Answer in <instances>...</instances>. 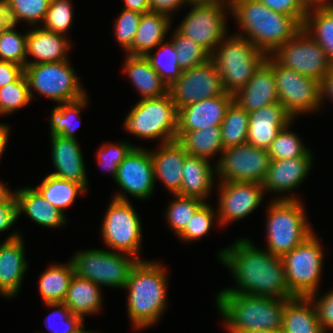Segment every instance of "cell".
Returning a JSON list of instances; mask_svg holds the SVG:
<instances>
[{
  "label": "cell",
  "mask_w": 333,
  "mask_h": 333,
  "mask_svg": "<svg viewBox=\"0 0 333 333\" xmlns=\"http://www.w3.org/2000/svg\"><path fill=\"white\" fill-rule=\"evenodd\" d=\"M218 259L228 267L237 288L220 292L290 299L284 264L281 257L254 246L249 239H240L218 252Z\"/></svg>",
  "instance_id": "cell-1"
},
{
  "label": "cell",
  "mask_w": 333,
  "mask_h": 333,
  "mask_svg": "<svg viewBox=\"0 0 333 333\" xmlns=\"http://www.w3.org/2000/svg\"><path fill=\"white\" fill-rule=\"evenodd\" d=\"M229 13L243 30L239 35L267 56L303 27L294 17L273 11L257 0H233Z\"/></svg>",
  "instance_id": "cell-2"
},
{
  "label": "cell",
  "mask_w": 333,
  "mask_h": 333,
  "mask_svg": "<svg viewBox=\"0 0 333 333\" xmlns=\"http://www.w3.org/2000/svg\"><path fill=\"white\" fill-rule=\"evenodd\" d=\"M167 276L158 262L137 261L132 267L127 285L128 316L135 329H145L157 323L167 308Z\"/></svg>",
  "instance_id": "cell-3"
},
{
  "label": "cell",
  "mask_w": 333,
  "mask_h": 333,
  "mask_svg": "<svg viewBox=\"0 0 333 333\" xmlns=\"http://www.w3.org/2000/svg\"><path fill=\"white\" fill-rule=\"evenodd\" d=\"M216 306L229 333L282 330L286 299L219 292Z\"/></svg>",
  "instance_id": "cell-4"
},
{
  "label": "cell",
  "mask_w": 333,
  "mask_h": 333,
  "mask_svg": "<svg viewBox=\"0 0 333 333\" xmlns=\"http://www.w3.org/2000/svg\"><path fill=\"white\" fill-rule=\"evenodd\" d=\"M266 58L267 55L249 39L236 33L225 36L210 55L220 74L223 89L232 95L246 86Z\"/></svg>",
  "instance_id": "cell-5"
},
{
  "label": "cell",
  "mask_w": 333,
  "mask_h": 333,
  "mask_svg": "<svg viewBox=\"0 0 333 333\" xmlns=\"http://www.w3.org/2000/svg\"><path fill=\"white\" fill-rule=\"evenodd\" d=\"M267 209V251L282 257L313 233L304 205L294 195L272 200Z\"/></svg>",
  "instance_id": "cell-6"
},
{
  "label": "cell",
  "mask_w": 333,
  "mask_h": 333,
  "mask_svg": "<svg viewBox=\"0 0 333 333\" xmlns=\"http://www.w3.org/2000/svg\"><path fill=\"white\" fill-rule=\"evenodd\" d=\"M138 138L161 140L160 144L176 140L178 110L170 93L157 98L140 99L128 113L124 124Z\"/></svg>",
  "instance_id": "cell-7"
},
{
  "label": "cell",
  "mask_w": 333,
  "mask_h": 333,
  "mask_svg": "<svg viewBox=\"0 0 333 333\" xmlns=\"http://www.w3.org/2000/svg\"><path fill=\"white\" fill-rule=\"evenodd\" d=\"M318 240L313 232L281 257L287 286L293 297H309L319 291L324 254Z\"/></svg>",
  "instance_id": "cell-8"
},
{
  "label": "cell",
  "mask_w": 333,
  "mask_h": 333,
  "mask_svg": "<svg viewBox=\"0 0 333 333\" xmlns=\"http://www.w3.org/2000/svg\"><path fill=\"white\" fill-rule=\"evenodd\" d=\"M125 193H117L111 200L103 224L102 237L106 246L116 252L132 255L138 261L141 250L142 227L139 216Z\"/></svg>",
  "instance_id": "cell-9"
},
{
  "label": "cell",
  "mask_w": 333,
  "mask_h": 333,
  "mask_svg": "<svg viewBox=\"0 0 333 333\" xmlns=\"http://www.w3.org/2000/svg\"><path fill=\"white\" fill-rule=\"evenodd\" d=\"M24 75L31 99L32 90L58 102L57 104L76 101L86 95L80 78L68 60L26 65Z\"/></svg>",
  "instance_id": "cell-10"
},
{
  "label": "cell",
  "mask_w": 333,
  "mask_h": 333,
  "mask_svg": "<svg viewBox=\"0 0 333 333\" xmlns=\"http://www.w3.org/2000/svg\"><path fill=\"white\" fill-rule=\"evenodd\" d=\"M74 274L101 286L124 288L137 259L132 255L112 250L90 249L79 251L70 259Z\"/></svg>",
  "instance_id": "cell-11"
},
{
  "label": "cell",
  "mask_w": 333,
  "mask_h": 333,
  "mask_svg": "<svg viewBox=\"0 0 333 333\" xmlns=\"http://www.w3.org/2000/svg\"><path fill=\"white\" fill-rule=\"evenodd\" d=\"M265 62L274 70L280 104L294 119L301 114L320 109V82L283 67L271 55L267 56Z\"/></svg>",
  "instance_id": "cell-12"
},
{
  "label": "cell",
  "mask_w": 333,
  "mask_h": 333,
  "mask_svg": "<svg viewBox=\"0 0 333 333\" xmlns=\"http://www.w3.org/2000/svg\"><path fill=\"white\" fill-rule=\"evenodd\" d=\"M280 65L322 83L333 63L302 27L271 55Z\"/></svg>",
  "instance_id": "cell-13"
},
{
  "label": "cell",
  "mask_w": 333,
  "mask_h": 333,
  "mask_svg": "<svg viewBox=\"0 0 333 333\" xmlns=\"http://www.w3.org/2000/svg\"><path fill=\"white\" fill-rule=\"evenodd\" d=\"M271 158L266 149L245 143L222 151L216 162L220 182H257L262 184Z\"/></svg>",
  "instance_id": "cell-14"
},
{
  "label": "cell",
  "mask_w": 333,
  "mask_h": 333,
  "mask_svg": "<svg viewBox=\"0 0 333 333\" xmlns=\"http://www.w3.org/2000/svg\"><path fill=\"white\" fill-rule=\"evenodd\" d=\"M169 93L177 110L204 99L225 93L222 80L213 61L183 70L182 75L169 86Z\"/></svg>",
  "instance_id": "cell-15"
},
{
  "label": "cell",
  "mask_w": 333,
  "mask_h": 333,
  "mask_svg": "<svg viewBox=\"0 0 333 333\" xmlns=\"http://www.w3.org/2000/svg\"><path fill=\"white\" fill-rule=\"evenodd\" d=\"M190 6V12L187 13L176 29L211 54L227 35L225 12L231 11V5Z\"/></svg>",
  "instance_id": "cell-16"
},
{
  "label": "cell",
  "mask_w": 333,
  "mask_h": 333,
  "mask_svg": "<svg viewBox=\"0 0 333 333\" xmlns=\"http://www.w3.org/2000/svg\"><path fill=\"white\" fill-rule=\"evenodd\" d=\"M218 225L242 220L263 201V185L257 182H219Z\"/></svg>",
  "instance_id": "cell-17"
},
{
  "label": "cell",
  "mask_w": 333,
  "mask_h": 333,
  "mask_svg": "<svg viewBox=\"0 0 333 333\" xmlns=\"http://www.w3.org/2000/svg\"><path fill=\"white\" fill-rule=\"evenodd\" d=\"M115 182L136 199H148L155 186L150 151L134 146L119 165Z\"/></svg>",
  "instance_id": "cell-18"
},
{
  "label": "cell",
  "mask_w": 333,
  "mask_h": 333,
  "mask_svg": "<svg viewBox=\"0 0 333 333\" xmlns=\"http://www.w3.org/2000/svg\"><path fill=\"white\" fill-rule=\"evenodd\" d=\"M234 102V95L224 93L178 110V130L194 131L215 126L220 127L227 109Z\"/></svg>",
  "instance_id": "cell-19"
},
{
  "label": "cell",
  "mask_w": 333,
  "mask_h": 333,
  "mask_svg": "<svg viewBox=\"0 0 333 333\" xmlns=\"http://www.w3.org/2000/svg\"><path fill=\"white\" fill-rule=\"evenodd\" d=\"M24 241L20 232H13L0 244V294L11 298L20 291L28 268Z\"/></svg>",
  "instance_id": "cell-20"
},
{
  "label": "cell",
  "mask_w": 333,
  "mask_h": 333,
  "mask_svg": "<svg viewBox=\"0 0 333 333\" xmlns=\"http://www.w3.org/2000/svg\"><path fill=\"white\" fill-rule=\"evenodd\" d=\"M292 121L293 117L280 102L254 110L249 113L246 143L267 150L279 131Z\"/></svg>",
  "instance_id": "cell-21"
},
{
  "label": "cell",
  "mask_w": 333,
  "mask_h": 333,
  "mask_svg": "<svg viewBox=\"0 0 333 333\" xmlns=\"http://www.w3.org/2000/svg\"><path fill=\"white\" fill-rule=\"evenodd\" d=\"M312 152L309 150L300 157L271 160L267 175L262 183L264 193L267 191L287 193L295 190L308 176L312 168Z\"/></svg>",
  "instance_id": "cell-22"
},
{
  "label": "cell",
  "mask_w": 333,
  "mask_h": 333,
  "mask_svg": "<svg viewBox=\"0 0 333 333\" xmlns=\"http://www.w3.org/2000/svg\"><path fill=\"white\" fill-rule=\"evenodd\" d=\"M52 163L56 171L51 175L81 184L86 190L88 178L84 158L77 139L51 136Z\"/></svg>",
  "instance_id": "cell-23"
},
{
  "label": "cell",
  "mask_w": 333,
  "mask_h": 333,
  "mask_svg": "<svg viewBox=\"0 0 333 333\" xmlns=\"http://www.w3.org/2000/svg\"><path fill=\"white\" fill-rule=\"evenodd\" d=\"M234 102L248 113L279 102L274 70L264 62L246 86L234 95Z\"/></svg>",
  "instance_id": "cell-24"
},
{
  "label": "cell",
  "mask_w": 333,
  "mask_h": 333,
  "mask_svg": "<svg viewBox=\"0 0 333 333\" xmlns=\"http://www.w3.org/2000/svg\"><path fill=\"white\" fill-rule=\"evenodd\" d=\"M187 154L177 140L161 144L157 151H150L154 181L159 178L173 195L181 190L183 164Z\"/></svg>",
  "instance_id": "cell-25"
},
{
  "label": "cell",
  "mask_w": 333,
  "mask_h": 333,
  "mask_svg": "<svg viewBox=\"0 0 333 333\" xmlns=\"http://www.w3.org/2000/svg\"><path fill=\"white\" fill-rule=\"evenodd\" d=\"M37 26L27 32L26 65L68 60L70 40H67L64 35ZM29 55L35 59L29 61Z\"/></svg>",
  "instance_id": "cell-26"
},
{
  "label": "cell",
  "mask_w": 333,
  "mask_h": 333,
  "mask_svg": "<svg viewBox=\"0 0 333 333\" xmlns=\"http://www.w3.org/2000/svg\"><path fill=\"white\" fill-rule=\"evenodd\" d=\"M215 171V172H214ZM216 165L210 160L187 154L183 164V180L177 195L194 197L205 202L214 186Z\"/></svg>",
  "instance_id": "cell-27"
},
{
  "label": "cell",
  "mask_w": 333,
  "mask_h": 333,
  "mask_svg": "<svg viewBox=\"0 0 333 333\" xmlns=\"http://www.w3.org/2000/svg\"><path fill=\"white\" fill-rule=\"evenodd\" d=\"M14 194L18 218L24 212L32 221L46 228L61 227L67 222L65 214L48 202L35 188H20Z\"/></svg>",
  "instance_id": "cell-28"
},
{
  "label": "cell",
  "mask_w": 333,
  "mask_h": 333,
  "mask_svg": "<svg viewBox=\"0 0 333 333\" xmlns=\"http://www.w3.org/2000/svg\"><path fill=\"white\" fill-rule=\"evenodd\" d=\"M126 56L123 71L140 92L141 99L157 98L169 93V87L151 67L145 56L129 54Z\"/></svg>",
  "instance_id": "cell-29"
},
{
  "label": "cell",
  "mask_w": 333,
  "mask_h": 333,
  "mask_svg": "<svg viewBox=\"0 0 333 333\" xmlns=\"http://www.w3.org/2000/svg\"><path fill=\"white\" fill-rule=\"evenodd\" d=\"M170 18L171 16L154 11L143 13L132 47L127 51V54L145 56L161 42H164L171 26Z\"/></svg>",
  "instance_id": "cell-30"
},
{
  "label": "cell",
  "mask_w": 333,
  "mask_h": 333,
  "mask_svg": "<svg viewBox=\"0 0 333 333\" xmlns=\"http://www.w3.org/2000/svg\"><path fill=\"white\" fill-rule=\"evenodd\" d=\"M283 333H325L309 297L286 299L282 321Z\"/></svg>",
  "instance_id": "cell-31"
},
{
  "label": "cell",
  "mask_w": 333,
  "mask_h": 333,
  "mask_svg": "<svg viewBox=\"0 0 333 333\" xmlns=\"http://www.w3.org/2000/svg\"><path fill=\"white\" fill-rule=\"evenodd\" d=\"M100 286L92 281L73 275L63 303L72 314L84 320L85 315L96 314L102 306Z\"/></svg>",
  "instance_id": "cell-32"
},
{
  "label": "cell",
  "mask_w": 333,
  "mask_h": 333,
  "mask_svg": "<svg viewBox=\"0 0 333 333\" xmlns=\"http://www.w3.org/2000/svg\"><path fill=\"white\" fill-rule=\"evenodd\" d=\"M303 28L319 43L333 63V3L312 4Z\"/></svg>",
  "instance_id": "cell-33"
},
{
  "label": "cell",
  "mask_w": 333,
  "mask_h": 333,
  "mask_svg": "<svg viewBox=\"0 0 333 333\" xmlns=\"http://www.w3.org/2000/svg\"><path fill=\"white\" fill-rule=\"evenodd\" d=\"M176 140L183 146L185 151L194 156L210 159L224 150L221 139L220 127L194 131H177Z\"/></svg>",
  "instance_id": "cell-34"
},
{
  "label": "cell",
  "mask_w": 333,
  "mask_h": 333,
  "mask_svg": "<svg viewBox=\"0 0 333 333\" xmlns=\"http://www.w3.org/2000/svg\"><path fill=\"white\" fill-rule=\"evenodd\" d=\"M74 269L67 264H52L39 278V291L45 303L63 302L68 291Z\"/></svg>",
  "instance_id": "cell-35"
},
{
  "label": "cell",
  "mask_w": 333,
  "mask_h": 333,
  "mask_svg": "<svg viewBox=\"0 0 333 333\" xmlns=\"http://www.w3.org/2000/svg\"><path fill=\"white\" fill-rule=\"evenodd\" d=\"M35 189L53 206L64 214L65 208L74 203L78 194H84L86 189L79 183L47 175Z\"/></svg>",
  "instance_id": "cell-36"
},
{
  "label": "cell",
  "mask_w": 333,
  "mask_h": 333,
  "mask_svg": "<svg viewBox=\"0 0 333 333\" xmlns=\"http://www.w3.org/2000/svg\"><path fill=\"white\" fill-rule=\"evenodd\" d=\"M88 96L83 98L56 105L51 111L50 116V133L51 136L60 135L66 138L76 139L75 130L77 123L80 126L78 116L80 117L81 109L85 108L88 102Z\"/></svg>",
  "instance_id": "cell-37"
},
{
  "label": "cell",
  "mask_w": 333,
  "mask_h": 333,
  "mask_svg": "<svg viewBox=\"0 0 333 333\" xmlns=\"http://www.w3.org/2000/svg\"><path fill=\"white\" fill-rule=\"evenodd\" d=\"M249 113L233 102L227 109L220 126L223 148L238 146L247 142Z\"/></svg>",
  "instance_id": "cell-38"
},
{
  "label": "cell",
  "mask_w": 333,
  "mask_h": 333,
  "mask_svg": "<svg viewBox=\"0 0 333 333\" xmlns=\"http://www.w3.org/2000/svg\"><path fill=\"white\" fill-rule=\"evenodd\" d=\"M162 43L155 47L157 48L155 54L150 51L145 57L150 62L151 67L169 87L182 75L183 69L178 64L173 42Z\"/></svg>",
  "instance_id": "cell-39"
},
{
  "label": "cell",
  "mask_w": 333,
  "mask_h": 333,
  "mask_svg": "<svg viewBox=\"0 0 333 333\" xmlns=\"http://www.w3.org/2000/svg\"><path fill=\"white\" fill-rule=\"evenodd\" d=\"M51 0H3L9 12L11 23L25 21L35 27L43 23Z\"/></svg>",
  "instance_id": "cell-40"
},
{
  "label": "cell",
  "mask_w": 333,
  "mask_h": 333,
  "mask_svg": "<svg viewBox=\"0 0 333 333\" xmlns=\"http://www.w3.org/2000/svg\"><path fill=\"white\" fill-rule=\"evenodd\" d=\"M171 38L176 50L178 64L183 70L201 65L210 59L211 54L205 48L181 34L177 29Z\"/></svg>",
  "instance_id": "cell-41"
},
{
  "label": "cell",
  "mask_w": 333,
  "mask_h": 333,
  "mask_svg": "<svg viewBox=\"0 0 333 333\" xmlns=\"http://www.w3.org/2000/svg\"><path fill=\"white\" fill-rule=\"evenodd\" d=\"M173 201L170 202L165 211L166 220L170 228L178 236L191 220L194 213L205 203L204 201L194 197H184L174 194Z\"/></svg>",
  "instance_id": "cell-42"
},
{
  "label": "cell",
  "mask_w": 333,
  "mask_h": 333,
  "mask_svg": "<svg viewBox=\"0 0 333 333\" xmlns=\"http://www.w3.org/2000/svg\"><path fill=\"white\" fill-rule=\"evenodd\" d=\"M292 123H289V125L279 131L277 137L267 149L271 160L300 157L310 150L302 143V140L296 133L290 131Z\"/></svg>",
  "instance_id": "cell-43"
},
{
  "label": "cell",
  "mask_w": 333,
  "mask_h": 333,
  "mask_svg": "<svg viewBox=\"0 0 333 333\" xmlns=\"http://www.w3.org/2000/svg\"><path fill=\"white\" fill-rule=\"evenodd\" d=\"M15 27L16 25L11 24L0 33V61H9L25 67L27 33L22 35Z\"/></svg>",
  "instance_id": "cell-44"
},
{
  "label": "cell",
  "mask_w": 333,
  "mask_h": 333,
  "mask_svg": "<svg viewBox=\"0 0 333 333\" xmlns=\"http://www.w3.org/2000/svg\"><path fill=\"white\" fill-rule=\"evenodd\" d=\"M28 83L24 73L13 83L0 88V114H11L31 102Z\"/></svg>",
  "instance_id": "cell-45"
},
{
  "label": "cell",
  "mask_w": 333,
  "mask_h": 333,
  "mask_svg": "<svg viewBox=\"0 0 333 333\" xmlns=\"http://www.w3.org/2000/svg\"><path fill=\"white\" fill-rule=\"evenodd\" d=\"M50 308H56L48 314L45 323L51 333H77L85 325L83 319L75 314L63 303H45ZM62 326L59 328V326Z\"/></svg>",
  "instance_id": "cell-46"
},
{
  "label": "cell",
  "mask_w": 333,
  "mask_h": 333,
  "mask_svg": "<svg viewBox=\"0 0 333 333\" xmlns=\"http://www.w3.org/2000/svg\"><path fill=\"white\" fill-rule=\"evenodd\" d=\"M71 0H51L42 28L64 35L73 21Z\"/></svg>",
  "instance_id": "cell-47"
},
{
  "label": "cell",
  "mask_w": 333,
  "mask_h": 333,
  "mask_svg": "<svg viewBox=\"0 0 333 333\" xmlns=\"http://www.w3.org/2000/svg\"><path fill=\"white\" fill-rule=\"evenodd\" d=\"M214 207L206 202L194 213L185 229L178 235L182 241L198 240L205 236L212 227L214 220L218 219Z\"/></svg>",
  "instance_id": "cell-48"
},
{
  "label": "cell",
  "mask_w": 333,
  "mask_h": 333,
  "mask_svg": "<svg viewBox=\"0 0 333 333\" xmlns=\"http://www.w3.org/2000/svg\"><path fill=\"white\" fill-rule=\"evenodd\" d=\"M142 13L124 9L114 25L115 38L119 45L127 52L134 41Z\"/></svg>",
  "instance_id": "cell-49"
},
{
  "label": "cell",
  "mask_w": 333,
  "mask_h": 333,
  "mask_svg": "<svg viewBox=\"0 0 333 333\" xmlns=\"http://www.w3.org/2000/svg\"><path fill=\"white\" fill-rule=\"evenodd\" d=\"M135 145L128 142H121L119 144L106 143L103 144L97 154L98 164L113 176L114 180L117 175V169L123 162L126 155Z\"/></svg>",
  "instance_id": "cell-50"
},
{
  "label": "cell",
  "mask_w": 333,
  "mask_h": 333,
  "mask_svg": "<svg viewBox=\"0 0 333 333\" xmlns=\"http://www.w3.org/2000/svg\"><path fill=\"white\" fill-rule=\"evenodd\" d=\"M273 11L294 17L302 26L308 9L313 4L310 0H257Z\"/></svg>",
  "instance_id": "cell-51"
},
{
  "label": "cell",
  "mask_w": 333,
  "mask_h": 333,
  "mask_svg": "<svg viewBox=\"0 0 333 333\" xmlns=\"http://www.w3.org/2000/svg\"><path fill=\"white\" fill-rule=\"evenodd\" d=\"M317 296V294H313L309 298L315 307L320 326L326 333L327 330L333 329V290L325 293L319 299Z\"/></svg>",
  "instance_id": "cell-52"
},
{
  "label": "cell",
  "mask_w": 333,
  "mask_h": 333,
  "mask_svg": "<svg viewBox=\"0 0 333 333\" xmlns=\"http://www.w3.org/2000/svg\"><path fill=\"white\" fill-rule=\"evenodd\" d=\"M17 219V201L13 191V193L0 204V233L9 230Z\"/></svg>",
  "instance_id": "cell-53"
},
{
  "label": "cell",
  "mask_w": 333,
  "mask_h": 333,
  "mask_svg": "<svg viewBox=\"0 0 333 333\" xmlns=\"http://www.w3.org/2000/svg\"><path fill=\"white\" fill-rule=\"evenodd\" d=\"M23 73V66L9 61H0V88L15 82Z\"/></svg>",
  "instance_id": "cell-54"
},
{
  "label": "cell",
  "mask_w": 333,
  "mask_h": 333,
  "mask_svg": "<svg viewBox=\"0 0 333 333\" xmlns=\"http://www.w3.org/2000/svg\"><path fill=\"white\" fill-rule=\"evenodd\" d=\"M150 10L169 16L182 5L187 4V0H149ZM172 12V13H171Z\"/></svg>",
  "instance_id": "cell-55"
},
{
  "label": "cell",
  "mask_w": 333,
  "mask_h": 333,
  "mask_svg": "<svg viewBox=\"0 0 333 333\" xmlns=\"http://www.w3.org/2000/svg\"><path fill=\"white\" fill-rule=\"evenodd\" d=\"M325 97L333 101V65L321 83V101H323Z\"/></svg>",
  "instance_id": "cell-56"
},
{
  "label": "cell",
  "mask_w": 333,
  "mask_h": 333,
  "mask_svg": "<svg viewBox=\"0 0 333 333\" xmlns=\"http://www.w3.org/2000/svg\"><path fill=\"white\" fill-rule=\"evenodd\" d=\"M124 9L146 13L150 10L149 0H124Z\"/></svg>",
  "instance_id": "cell-57"
},
{
  "label": "cell",
  "mask_w": 333,
  "mask_h": 333,
  "mask_svg": "<svg viewBox=\"0 0 333 333\" xmlns=\"http://www.w3.org/2000/svg\"><path fill=\"white\" fill-rule=\"evenodd\" d=\"M9 12L3 0H0V33L11 25Z\"/></svg>",
  "instance_id": "cell-58"
},
{
  "label": "cell",
  "mask_w": 333,
  "mask_h": 333,
  "mask_svg": "<svg viewBox=\"0 0 333 333\" xmlns=\"http://www.w3.org/2000/svg\"><path fill=\"white\" fill-rule=\"evenodd\" d=\"M9 130L10 127L6 124L1 123L0 124V157H2L3 152L5 151V148L7 146V141L9 138Z\"/></svg>",
  "instance_id": "cell-59"
},
{
  "label": "cell",
  "mask_w": 333,
  "mask_h": 333,
  "mask_svg": "<svg viewBox=\"0 0 333 333\" xmlns=\"http://www.w3.org/2000/svg\"><path fill=\"white\" fill-rule=\"evenodd\" d=\"M233 0H187V5H232Z\"/></svg>",
  "instance_id": "cell-60"
},
{
  "label": "cell",
  "mask_w": 333,
  "mask_h": 333,
  "mask_svg": "<svg viewBox=\"0 0 333 333\" xmlns=\"http://www.w3.org/2000/svg\"><path fill=\"white\" fill-rule=\"evenodd\" d=\"M12 193V190L0 182V204H2Z\"/></svg>",
  "instance_id": "cell-61"
},
{
  "label": "cell",
  "mask_w": 333,
  "mask_h": 333,
  "mask_svg": "<svg viewBox=\"0 0 333 333\" xmlns=\"http://www.w3.org/2000/svg\"><path fill=\"white\" fill-rule=\"evenodd\" d=\"M242 333H283V332H282V330L257 329V330L242 332Z\"/></svg>",
  "instance_id": "cell-62"
},
{
  "label": "cell",
  "mask_w": 333,
  "mask_h": 333,
  "mask_svg": "<svg viewBox=\"0 0 333 333\" xmlns=\"http://www.w3.org/2000/svg\"><path fill=\"white\" fill-rule=\"evenodd\" d=\"M313 4L333 3L332 0H310Z\"/></svg>",
  "instance_id": "cell-63"
},
{
  "label": "cell",
  "mask_w": 333,
  "mask_h": 333,
  "mask_svg": "<svg viewBox=\"0 0 333 333\" xmlns=\"http://www.w3.org/2000/svg\"><path fill=\"white\" fill-rule=\"evenodd\" d=\"M84 329H85V326L81 330H79L77 333H95V332H91V331L84 330Z\"/></svg>",
  "instance_id": "cell-64"
}]
</instances>
